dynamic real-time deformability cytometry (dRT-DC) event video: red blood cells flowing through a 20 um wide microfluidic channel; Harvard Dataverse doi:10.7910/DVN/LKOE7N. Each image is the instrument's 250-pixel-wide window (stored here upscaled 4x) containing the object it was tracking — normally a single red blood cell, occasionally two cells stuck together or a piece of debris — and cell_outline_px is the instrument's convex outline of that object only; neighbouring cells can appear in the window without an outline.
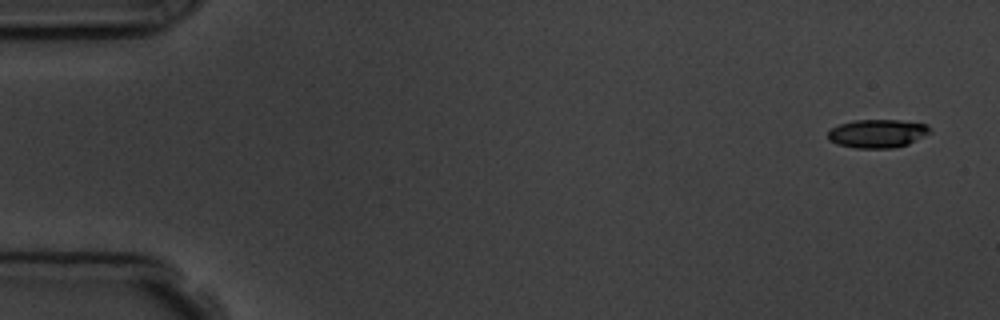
{"species": "common noctule bat (a hibernating species)", "species_latin": "Nyctalus noctula", "temperature_condition": "room temperature", "stored_images_in_passage": 4, "camera_frame_rate_fps": 3000, "um_per_image_px": 0.085, "animal": {"sex": "male", "body_mass_g": 19.5, "forearm_length_mm": 54.6}, "frame": {"image": 1, "passage_image": 1, "time_ms": 0.0, "image_size_px": [1000, 320], "cell_outline_px": [[932, 132], [908, 144], [892, 148], [856, 148], [836, 144], [828, 140], [828, 132], [832, 128], [840, 124], [856, 120], [900, 120], [928, 124]], "centroid_in_image_um": [74.6, 11.35], "position_along_channel_um": 10.4, "area_um2": 16.94}}
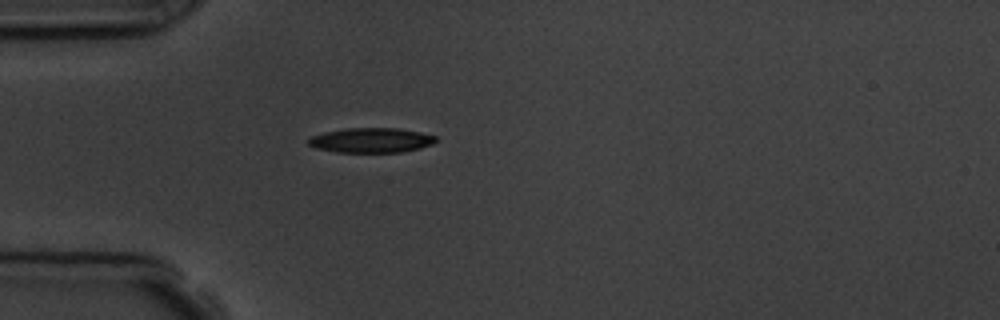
{"frame": {"image": 2, "passage_image": 4, "time_ms": 4.333, "image_size_px": [1000, 320], "cell_outline_px": [[436, 140], [432, 144], [420, 148], [400, 152], [336, 152], [316, 148], [308, 144], [308, 140], [312, 136], [324, 132], [344, 128], [400, 128], [420, 132], [436, 136]], "centroid_in_image_um": [31.55, 11.91], "position_along_channel_um": 53.5, "area_um2": 18.38}}